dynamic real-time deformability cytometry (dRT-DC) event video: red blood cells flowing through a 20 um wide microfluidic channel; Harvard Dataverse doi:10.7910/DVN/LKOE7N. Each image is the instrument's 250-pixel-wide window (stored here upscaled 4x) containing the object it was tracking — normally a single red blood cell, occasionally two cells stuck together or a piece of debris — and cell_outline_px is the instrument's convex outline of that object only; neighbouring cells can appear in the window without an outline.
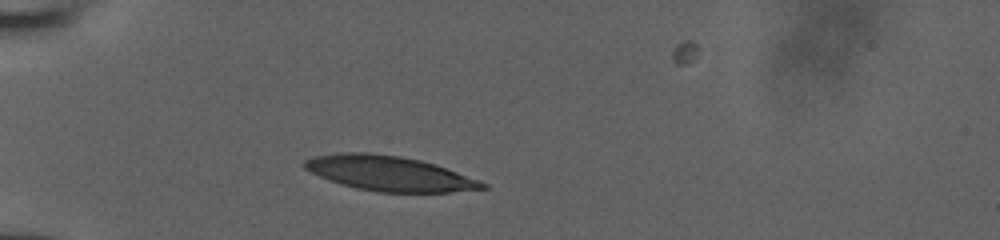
{"species": "human", "species_latin": "Homo sapiens", "temperature_condition": "room temperature", "stored_images_in_passage": 5, "camera_frame_rate_fps": 3000, "um_per_image_px": 0.085, "donor": {"sex": "male"}, "frame": {"image": 1, "passage_image": 2, "time_ms": 0.333, "image_size_px": [1000, 240], "cell_outline_px": [[488, 188], [448, 192], [376, 192], [356, 188], [340, 184], [328, 180], [304, 168], [304, 160], [316, 156], [336, 152], [368, 152], [400, 156], [420, 160], [480, 180], [488, 184]], "centroid_in_image_um": [33.06, 14.74], "position_along_channel_um": 51.9, "area_um2": 35.95}}
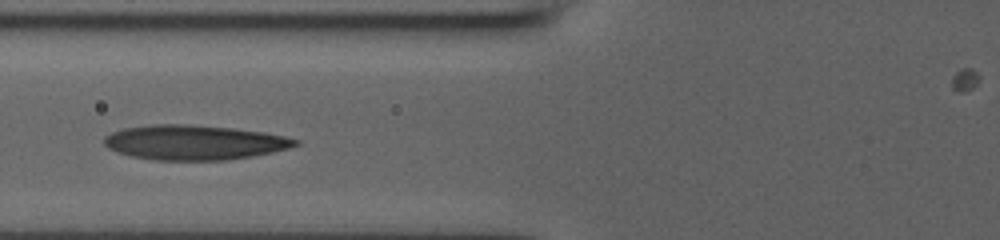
{"frame": {"image": 2, "passage_image": 4, "time_ms": 1.0, "image_size_px": [1000, 240], "cell_outline_px": [[300, 144], [288, 148], [272, 152], [252, 156], [224, 160], [156, 160], [132, 156], [116, 152], [108, 148], [104, 144], [104, 136], [112, 132], [124, 128], [152, 124], [184, 124], [232, 128], [264, 132], [284, 136], [300, 140]], "centroid_in_image_um": [16.5, 12.1], "position_along_channel_um": 109.3, "area_um2": 38.67}}